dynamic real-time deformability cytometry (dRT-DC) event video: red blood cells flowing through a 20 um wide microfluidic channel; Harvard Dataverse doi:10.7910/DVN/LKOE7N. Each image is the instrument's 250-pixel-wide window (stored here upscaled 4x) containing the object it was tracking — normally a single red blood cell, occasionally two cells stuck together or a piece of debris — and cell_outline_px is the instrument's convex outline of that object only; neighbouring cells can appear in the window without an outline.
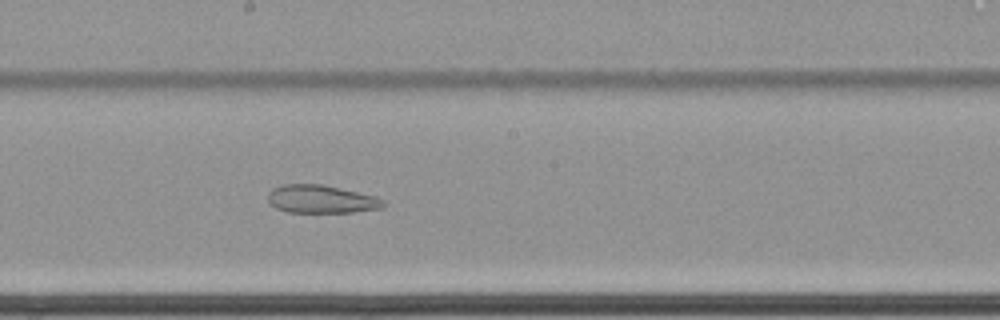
{"species": "common noctule bat (a hibernating species)", "species_latin": "Nyctalus noctula", "temperature_condition": "cold", "stored_images_in_passage": 42, "camera_frame_rate_fps": 3000, "um_per_image_px": 0.085, "animal": {"sex": "female", "body_mass_g": 22.7, "forearm_length_mm": 54.2}, "frame": {"image": 1, "passage_image": 16, "time_ms": 5.0, "image_size_px": [1000, 320], "cell_outline_px": [[388, 204], [380, 208], [352, 212], [288, 212], [276, 208], [268, 200], [268, 192], [272, 188], [284, 184], [324, 184], [376, 196], [384, 200]], "centroid_in_image_um": [27.32, 16.92], "position_along_channel_um": 220.9, "area_um2": 18.96}}
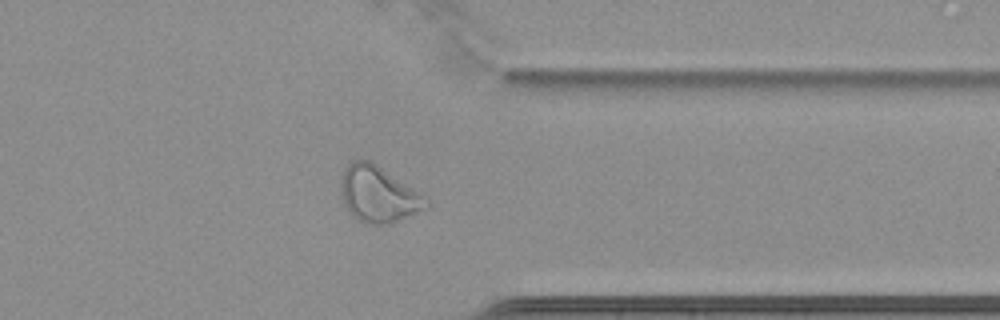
{"frame": {"image": 2, "passage_image": 30, "time_ms": 9.667, "image_size_px": [1000, 320], "cell_outline_px": [[428, 208], [392, 224], [368, 224], [356, 220], [348, 212], [344, 204], [340, 192], [340, 180], [344, 168], [352, 160], [368, 160], [376, 164], [424, 196], [428, 200]], "centroid_in_image_um": [32.12, 16.54], "position_along_channel_um": 379.3, "area_um2": 27.98}}
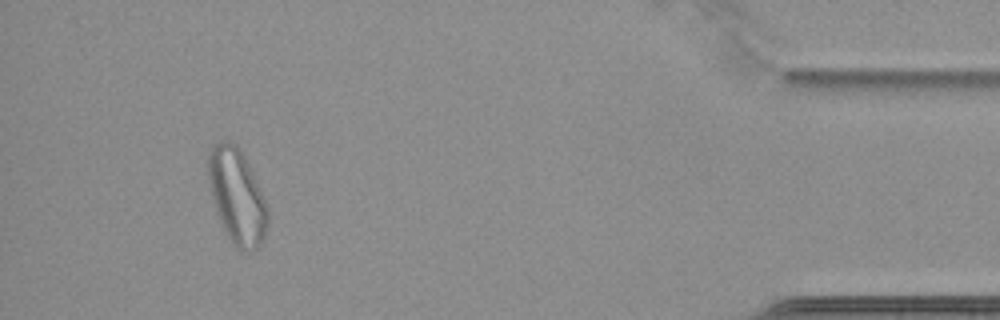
{"frame": {"image": 3, "passage_image": 38, "time_ms": 12.333, "image_size_px": [1000, 320], "cell_outline_px": [[268, 224], [264, 236], [256, 248], [252, 252], [240, 252], [232, 248], [216, 212], [212, 196], [208, 176], [208, 152], [212, 144], [220, 140], [228, 140], [236, 144], [240, 148], [264, 196], [268, 208]], "centroid_in_image_um": [20.13, 16.71], "position_along_channel_um": 415.1, "area_um2": 33.35}, "authors_computed_cell_mechanics": {"area_um2": 23.3512, "velocity_mm_per_s": 3.4462, "shape_relaxation_time_tau1_ms": null, "shape_relaxation_time_tau2_ms": 3.9171, "deformation_change_tau1": null, "deformation_change_tau2": 0.1191}}